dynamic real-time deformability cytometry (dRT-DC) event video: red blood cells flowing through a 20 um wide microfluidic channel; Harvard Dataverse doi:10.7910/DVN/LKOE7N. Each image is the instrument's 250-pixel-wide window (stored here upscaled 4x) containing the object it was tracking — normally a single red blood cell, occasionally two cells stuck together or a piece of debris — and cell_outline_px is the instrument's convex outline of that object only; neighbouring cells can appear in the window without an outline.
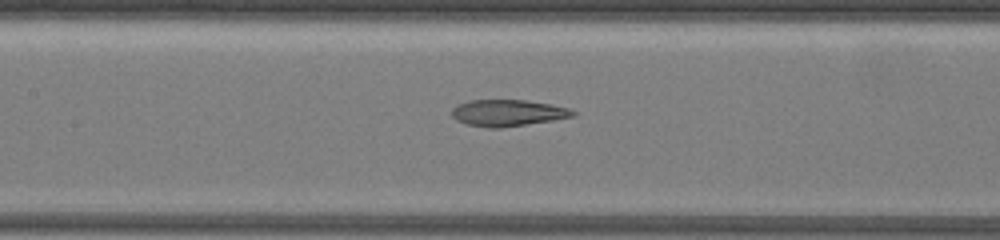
{"species": "common noctule bat (a hibernating species)", "species_latin": "Nyctalus noctula", "temperature_condition": "warm", "stored_images_in_passage": 9, "camera_frame_rate_fps": 3000, "um_per_image_px": 0.085, "animal": {"sex": "female", "body_mass_g": 19.5, "forearm_length_mm": 54.1}, "frame": {"image": 1, "passage_image": 6, "time_ms": 4.333, "image_size_px": [1000, 240], "cell_outline_px": [[576, 116], [552, 120], [500, 128], [488, 128], [468, 124], [456, 120], [452, 116], [452, 108], [456, 104], [468, 100], [524, 100], [552, 104], [568, 108], [576, 112]], "centroid_in_image_um": [43.14, 9.59], "position_along_channel_um": 164.3, "area_um2": 18.73}}
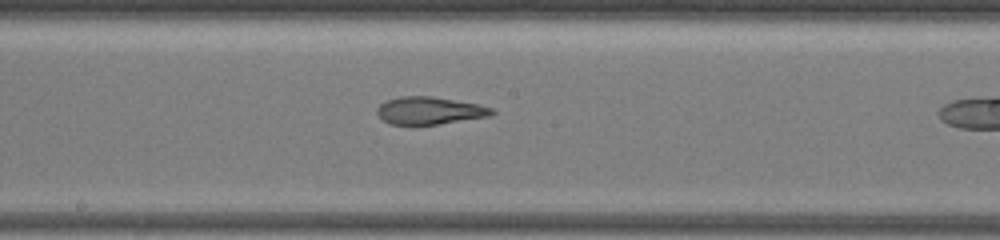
{"frame": {"image": 2, "passage_image": 8, "time_ms": 6.0, "image_size_px": [1000, 240], "cell_outline_px": [[496, 112], [488, 116], [412, 128], [388, 124], [376, 112], [376, 108], [380, 104], [388, 100], [400, 96], [432, 96], [476, 104], [492, 108]], "centroid_in_image_um": [36.42, 9.44], "position_along_channel_um": 211.8, "area_um2": 18.79}}